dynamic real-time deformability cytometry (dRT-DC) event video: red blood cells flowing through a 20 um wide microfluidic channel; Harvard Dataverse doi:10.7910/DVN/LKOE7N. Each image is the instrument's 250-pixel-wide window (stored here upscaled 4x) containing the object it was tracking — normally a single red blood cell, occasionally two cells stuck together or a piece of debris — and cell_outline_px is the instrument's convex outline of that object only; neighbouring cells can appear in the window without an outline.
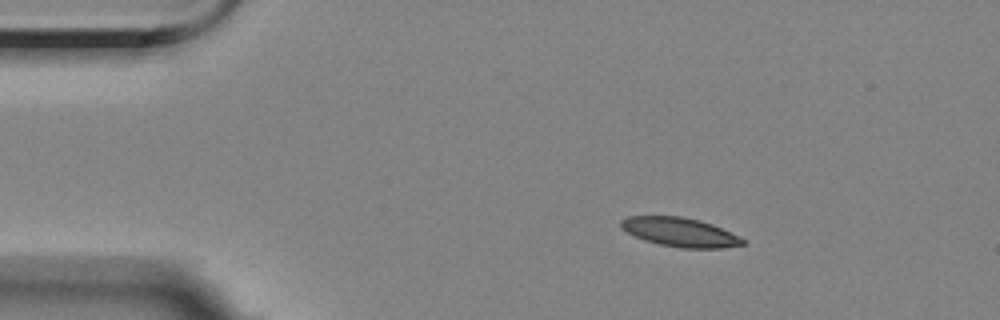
{"species": "Egyptian fruit bat (a non-hibernating species)", "species_latin": "Rousettus aegyptiacus", "temperature_condition": "room temperature", "stored_images_in_passage": 4, "camera_frame_rate_fps": 3000, "um_per_image_px": 0.085, "animal": {"sex": "female"}, "frame": {"image": 1, "passage_image": 2, "time_ms": 1.333, "image_size_px": [1000, 320], "cell_outline_px": [[744, 244], [724, 248], [680, 248], [660, 244], [644, 240], [620, 228], [620, 220], [628, 216], [684, 216], [700, 220], [712, 224], [744, 240]], "centroid_in_image_um": [57.75, 19.72], "position_along_channel_um": 27.3, "area_um2": 20.4}}